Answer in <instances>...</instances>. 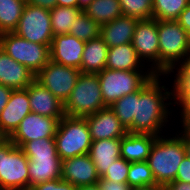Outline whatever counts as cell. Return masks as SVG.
I'll return each mask as SVG.
<instances>
[{
  "mask_svg": "<svg viewBox=\"0 0 190 190\" xmlns=\"http://www.w3.org/2000/svg\"><path fill=\"white\" fill-rule=\"evenodd\" d=\"M169 76L171 75L155 74L140 90L136 91L133 133L161 136L165 134L164 132L168 133V129L165 128L173 125L170 120L172 122L176 121L174 117H177V114L173 113L176 111H173L174 104V109H176L177 104L174 80H171L172 86L170 88L167 87L168 84L163 85L164 82H167L165 79H169ZM161 79H164V81H161Z\"/></svg>",
  "mask_w": 190,
  "mask_h": 190,
  "instance_id": "1",
  "label": "cell"
},
{
  "mask_svg": "<svg viewBox=\"0 0 190 190\" xmlns=\"http://www.w3.org/2000/svg\"><path fill=\"white\" fill-rule=\"evenodd\" d=\"M185 156L184 138L177 130L155 139L147 162L160 188L175 180L179 164Z\"/></svg>",
  "mask_w": 190,
  "mask_h": 190,
  "instance_id": "2",
  "label": "cell"
},
{
  "mask_svg": "<svg viewBox=\"0 0 190 190\" xmlns=\"http://www.w3.org/2000/svg\"><path fill=\"white\" fill-rule=\"evenodd\" d=\"M159 75H172L190 53V38L176 21L158 20Z\"/></svg>",
  "mask_w": 190,
  "mask_h": 190,
  "instance_id": "3",
  "label": "cell"
},
{
  "mask_svg": "<svg viewBox=\"0 0 190 190\" xmlns=\"http://www.w3.org/2000/svg\"><path fill=\"white\" fill-rule=\"evenodd\" d=\"M54 139L61 160L88 154L92 143L86 119L66 115L59 121Z\"/></svg>",
  "mask_w": 190,
  "mask_h": 190,
  "instance_id": "4",
  "label": "cell"
},
{
  "mask_svg": "<svg viewBox=\"0 0 190 190\" xmlns=\"http://www.w3.org/2000/svg\"><path fill=\"white\" fill-rule=\"evenodd\" d=\"M107 107L103 101L98 74L81 73L70 96L64 102L69 117H86Z\"/></svg>",
  "mask_w": 190,
  "mask_h": 190,
  "instance_id": "5",
  "label": "cell"
},
{
  "mask_svg": "<svg viewBox=\"0 0 190 190\" xmlns=\"http://www.w3.org/2000/svg\"><path fill=\"white\" fill-rule=\"evenodd\" d=\"M154 75L152 71H125L105 68L98 73L105 105L111 106L119 98L140 90Z\"/></svg>",
  "mask_w": 190,
  "mask_h": 190,
  "instance_id": "6",
  "label": "cell"
},
{
  "mask_svg": "<svg viewBox=\"0 0 190 190\" xmlns=\"http://www.w3.org/2000/svg\"><path fill=\"white\" fill-rule=\"evenodd\" d=\"M29 160L8 138L0 145V190H29Z\"/></svg>",
  "mask_w": 190,
  "mask_h": 190,
  "instance_id": "7",
  "label": "cell"
},
{
  "mask_svg": "<svg viewBox=\"0 0 190 190\" xmlns=\"http://www.w3.org/2000/svg\"><path fill=\"white\" fill-rule=\"evenodd\" d=\"M0 47L35 75L49 62L50 51L47 45L28 41L14 32L0 34Z\"/></svg>",
  "mask_w": 190,
  "mask_h": 190,
  "instance_id": "8",
  "label": "cell"
},
{
  "mask_svg": "<svg viewBox=\"0 0 190 190\" xmlns=\"http://www.w3.org/2000/svg\"><path fill=\"white\" fill-rule=\"evenodd\" d=\"M16 35L50 48L53 40L50 10L26 3L17 28Z\"/></svg>",
  "mask_w": 190,
  "mask_h": 190,
  "instance_id": "9",
  "label": "cell"
},
{
  "mask_svg": "<svg viewBox=\"0 0 190 190\" xmlns=\"http://www.w3.org/2000/svg\"><path fill=\"white\" fill-rule=\"evenodd\" d=\"M80 74L79 69L67 67L49 60L35 75V80L64 103L75 87Z\"/></svg>",
  "mask_w": 190,
  "mask_h": 190,
  "instance_id": "10",
  "label": "cell"
},
{
  "mask_svg": "<svg viewBox=\"0 0 190 190\" xmlns=\"http://www.w3.org/2000/svg\"><path fill=\"white\" fill-rule=\"evenodd\" d=\"M132 45L148 69L159 75L158 20L153 18L138 20Z\"/></svg>",
  "mask_w": 190,
  "mask_h": 190,
  "instance_id": "11",
  "label": "cell"
},
{
  "mask_svg": "<svg viewBox=\"0 0 190 190\" xmlns=\"http://www.w3.org/2000/svg\"><path fill=\"white\" fill-rule=\"evenodd\" d=\"M63 117H48L30 112L9 137L11 142L22 147L26 142L40 138H54L59 121Z\"/></svg>",
  "mask_w": 190,
  "mask_h": 190,
  "instance_id": "12",
  "label": "cell"
},
{
  "mask_svg": "<svg viewBox=\"0 0 190 190\" xmlns=\"http://www.w3.org/2000/svg\"><path fill=\"white\" fill-rule=\"evenodd\" d=\"M85 43L70 34L55 35L49 48L50 60L80 69Z\"/></svg>",
  "mask_w": 190,
  "mask_h": 190,
  "instance_id": "13",
  "label": "cell"
},
{
  "mask_svg": "<svg viewBox=\"0 0 190 190\" xmlns=\"http://www.w3.org/2000/svg\"><path fill=\"white\" fill-rule=\"evenodd\" d=\"M31 112L28 87L12 90L9 101L0 113V128L10 137L20 122Z\"/></svg>",
  "mask_w": 190,
  "mask_h": 190,
  "instance_id": "14",
  "label": "cell"
},
{
  "mask_svg": "<svg viewBox=\"0 0 190 190\" xmlns=\"http://www.w3.org/2000/svg\"><path fill=\"white\" fill-rule=\"evenodd\" d=\"M84 118L87 121L92 141L122 138L127 133V129L109 106Z\"/></svg>",
  "mask_w": 190,
  "mask_h": 190,
  "instance_id": "15",
  "label": "cell"
},
{
  "mask_svg": "<svg viewBox=\"0 0 190 190\" xmlns=\"http://www.w3.org/2000/svg\"><path fill=\"white\" fill-rule=\"evenodd\" d=\"M61 179L76 187L98 183L100 177L88 154L62 160Z\"/></svg>",
  "mask_w": 190,
  "mask_h": 190,
  "instance_id": "16",
  "label": "cell"
},
{
  "mask_svg": "<svg viewBox=\"0 0 190 190\" xmlns=\"http://www.w3.org/2000/svg\"><path fill=\"white\" fill-rule=\"evenodd\" d=\"M35 80V74L8 56L0 47V84L13 90L25 89Z\"/></svg>",
  "mask_w": 190,
  "mask_h": 190,
  "instance_id": "17",
  "label": "cell"
},
{
  "mask_svg": "<svg viewBox=\"0 0 190 190\" xmlns=\"http://www.w3.org/2000/svg\"><path fill=\"white\" fill-rule=\"evenodd\" d=\"M28 97L31 112L48 117L65 116L64 103L36 80L28 86Z\"/></svg>",
  "mask_w": 190,
  "mask_h": 190,
  "instance_id": "18",
  "label": "cell"
},
{
  "mask_svg": "<svg viewBox=\"0 0 190 190\" xmlns=\"http://www.w3.org/2000/svg\"><path fill=\"white\" fill-rule=\"evenodd\" d=\"M171 76L174 77L177 98V120L178 122H190V53Z\"/></svg>",
  "mask_w": 190,
  "mask_h": 190,
  "instance_id": "19",
  "label": "cell"
},
{
  "mask_svg": "<svg viewBox=\"0 0 190 190\" xmlns=\"http://www.w3.org/2000/svg\"><path fill=\"white\" fill-rule=\"evenodd\" d=\"M138 19L129 16H119L107 24L100 26V37L108 45L115 47L132 43Z\"/></svg>",
  "mask_w": 190,
  "mask_h": 190,
  "instance_id": "20",
  "label": "cell"
},
{
  "mask_svg": "<svg viewBox=\"0 0 190 190\" xmlns=\"http://www.w3.org/2000/svg\"><path fill=\"white\" fill-rule=\"evenodd\" d=\"M105 68L125 71H151L138 57L132 43L108 47Z\"/></svg>",
  "mask_w": 190,
  "mask_h": 190,
  "instance_id": "21",
  "label": "cell"
},
{
  "mask_svg": "<svg viewBox=\"0 0 190 190\" xmlns=\"http://www.w3.org/2000/svg\"><path fill=\"white\" fill-rule=\"evenodd\" d=\"M158 136L127 132L121 138V158L127 162L147 161L152 145Z\"/></svg>",
  "mask_w": 190,
  "mask_h": 190,
  "instance_id": "22",
  "label": "cell"
},
{
  "mask_svg": "<svg viewBox=\"0 0 190 190\" xmlns=\"http://www.w3.org/2000/svg\"><path fill=\"white\" fill-rule=\"evenodd\" d=\"M121 138L92 141L88 155L92 159L98 176L101 178L112 165L121 158Z\"/></svg>",
  "mask_w": 190,
  "mask_h": 190,
  "instance_id": "23",
  "label": "cell"
},
{
  "mask_svg": "<svg viewBox=\"0 0 190 190\" xmlns=\"http://www.w3.org/2000/svg\"><path fill=\"white\" fill-rule=\"evenodd\" d=\"M108 45L99 36L85 43L80 72L98 74L105 69L107 62Z\"/></svg>",
  "mask_w": 190,
  "mask_h": 190,
  "instance_id": "24",
  "label": "cell"
},
{
  "mask_svg": "<svg viewBox=\"0 0 190 190\" xmlns=\"http://www.w3.org/2000/svg\"><path fill=\"white\" fill-rule=\"evenodd\" d=\"M29 189L46 181L61 179L60 158L28 159Z\"/></svg>",
  "mask_w": 190,
  "mask_h": 190,
  "instance_id": "25",
  "label": "cell"
},
{
  "mask_svg": "<svg viewBox=\"0 0 190 190\" xmlns=\"http://www.w3.org/2000/svg\"><path fill=\"white\" fill-rule=\"evenodd\" d=\"M83 11L100 26L122 16L119 0H93Z\"/></svg>",
  "mask_w": 190,
  "mask_h": 190,
  "instance_id": "26",
  "label": "cell"
},
{
  "mask_svg": "<svg viewBox=\"0 0 190 190\" xmlns=\"http://www.w3.org/2000/svg\"><path fill=\"white\" fill-rule=\"evenodd\" d=\"M25 5L22 0H0V34L17 28Z\"/></svg>",
  "mask_w": 190,
  "mask_h": 190,
  "instance_id": "27",
  "label": "cell"
},
{
  "mask_svg": "<svg viewBox=\"0 0 190 190\" xmlns=\"http://www.w3.org/2000/svg\"><path fill=\"white\" fill-rule=\"evenodd\" d=\"M82 10L78 7L55 6L50 10L53 35L69 34L73 21Z\"/></svg>",
  "mask_w": 190,
  "mask_h": 190,
  "instance_id": "28",
  "label": "cell"
},
{
  "mask_svg": "<svg viewBox=\"0 0 190 190\" xmlns=\"http://www.w3.org/2000/svg\"><path fill=\"white\" fill-rule=\"evenodd\" d=\"M190 0H153L152 18L161 21L177 20Z\"/></svg>",
  "mask_w": 190,
  "mask_h": 190,
  "instance_id": "29",
  "label": "cell"
},
{
  "mask_svg": "<svg viewBox=\"0 0 190 190\" xmlns=\"http://www.w3.org/2000/svg\"><path fill=\"white\" fill-rule=\"evenodd\" d=\"M127 183L131 188H160L156 184L147 161L130 163Z\"/></svg>",
  "mask_w": 190,
  "mask_h": 190,
  "instance_id": "30",
  "label": "cell"
},
{
  "mask_svg": "<svg viewBox=\"0 0 190 190\" xmlns=\"http://www.w3.org/2000/svg\"><path fill=\"white\" fill-rule=\"evenodd\" d=\"M121 124L127 129V132L133 133V117L136 108V92L130 93L119 98L109 106Z\"/></svg>",
  "mask_w": 190,
  "mask_h": 190,
  "instance_id": "31",
  "label": "cell"
},
{
  "mask_svg": "<svg viewBox=\"0 0 190 190\" xmlns=\"http://www.w3.org/2000/svg\"><path fill=\"white\" fill-rule=\"evenodd\" d=\"M21 148L28 159L60 158L54 138L28 141Z\"/></svg>",
  "mask_w": 190,
  "mask_h": 190,
  "instance_id": "32",
  "label": "cell"
},
{
  "mask_svg": "<svg viewBox=\"0 0 190 190\" xmlns=\"http://www.w3.org/2000/svg\"><path fill=\"white\" fill-rule=\"evenodd\" d=\"M69 34L79 40L88 42L100 36V25L94 19H91L84 11H81L73 21Z\"/></svg>",
  "mask_w": 190,
  "mask_h": 190,
  "instance_id": "33",
  "label": "cell"
},
{
  "mask_svg": "<svg viewBox=\"0 0 190 190\" xmlns=\"http://www.w3.org/2000/svg\"><path fill=\"white\" fill-rule=\"evenodd\" d=\"M124 16L147 20L152 18L153 0H119Z\"/></svg>",
  "mask_w": 190,
  "mask_h": 190,
  "instance_id": "34",
  "label": "cell"
},
{
  "mask_svg": "<svg viewBox=\"0 0 190 190\" xmlns=\"http://www.w3.org/2000/svg\"><path fill=\"white\" fill-rule=\"evenodd\" d=\"M129 169L130 162H127L124 158H119L112 162V165L108 167L101 178L112 182L127 183Z\"/></svg>",
  "mask_w": 190,
  "mask_h": 190,
  "instance_id": "35",
  "label": "cell"
},
{
  "mask_svg": "<svg viewBox=\"0 0 190 190\" xmlns=\"http://www.w3.org/2000/svg\"><path fill=\"white\" fill-rule=\"evenodd\" d=\"M31 190H77V187L65 180L55 179L37 184Z\"/></svg>",
  "mask_w": 190,
  "mask_h": 190,
  "instance_id": "36",
  "label": "cell"
},
{
  "mask_svg": "<svg viewBox=\"0 0 190 190\" xmlns=\"http://www.w3.org/2000/svg\"><path fill=\"white\" fill-rule=\"evenodd\" d=\"M175 181L190 183V158L187 155L179 164Z\"/></svg>",
  "mask_w": 190,
  "mask_h": 190,
  "instance_id": "37",
  "label": "cell"
},
{
  "mask_svg": "<svg viewBox=\"0 0 190 190\" xmlns=\"http://www.w3.org/2000/svg\"><path fill=\"white\" fill-rule=\"evenodd\" d=\"M98 184L101 190H132L128 183L112 182L103 178L99 179Z\"/></svg>",
  "mask_w": 190,
  "mask_h": 190,
  "instance_id": "38",
  "label": "cell"
},
{
  "mask_svg": "<svg viewBox=\"0 0 190 190\" xmlns=\"http://www.w3.org/2000/svg\"><path fill=\"white\" fill-rule=\"evenodd\" d=\"M181 123V124H180ZM181 129H176L178 132L183 136L184 143H185V149H186V155L190 158V122H179Z\"/></svg>",
  "mask_w": 190,
  "mask_h": 190,
  "instance_id": "39",
  "label": "cell"
},
{
  "mask_svg": "<svg viewBox=\"0 0 190 190\" xmlns=\"http://www.w3.org/2000/svg\"><path fill=\"white\" fill-rule=\"evenodd\" d=\"M188 33L190 38V3L189 5L180 13L178 19L176 20Z\"/></svg>",
  "mask_w": 190,
  "mask_h": 190,
  "instance_id": "40",
  "label": "cell"
},
{
  "mask_svg": "<svg viewBox=\"0 0 190 190\" xmlns=\"http://www.w3.org/2000/svg\"><path fill=\"white\" fill-rule=\"evenodd\" d=\"M12 90L13 89L0 84V113L8 103Z\"/></svg>",
  "mask_w": 190,
  "mask_h": 190,
  "instance_id": "41",
  "label": "cell"
},
{
  "mask_svg": "<svg viewBox=\"0 0 190 190\" xmlns=\"http://www.w3.org/2000/svg\"><path fill=\"white\" fill-rule=\"evenodd\" d=\"M163 190H190V183L188 182H180V181H172L165 185Z\"/></svg>",
  "mask_w": 190,
  "mask_h": 190,
  "instance_id": "42",
  "label": "cell"
},
{
  "mask_svg": "<svg viewBox=\"0 0 190 190\" xmlns=\"http://www.w3.org/2000/svg\"><path fill=\"white\" fill-rule=\"evenodd\" d=\"M28 4L51 10L57 6V0H30Z\"/></svg>",
  "mask_w": 190,
  "mask_h": 190,
  "instance_id": "43",
  "label": "cell"
},
{
  "mask_svg": "<svg viewBox=\"0 0 190 190\" xmlns=\"http://www.w3.org/2000/svg\"><path fill=\"white\" fill-rule=\"evenodd\" d=\"M58 6L78 7V0H57Z\"/></svg>",
  "mask_w": 190,
  "mask_h": 190,
  "instance_id": "44",
  "label": "cell"
},
{
  "mask_svg": "<svg viewBox=\"0 0 190 190\" xmlns=\"http://www.w3.org/2000/svg\"><path fill=\"white\" fill-rule=\"evenodd\" d=\"M77 190H101V188H100L99 184L96 183V184H92V185L77 187Z\"/></svg>",
  "mask_w": 190,
  "mask_h": 190,
  "instance_id": "45",
  "label": "cell"
},
{
  "mask_svg": "<svg viewBox=\"0 0 190 190\" xmlns=\"http://www.w3.org/2000/svg\"><path fill=\"white\" fill-rule=\"evenodd\" d=\"M93 0H78V8L85 10Z\"/></svg>",
  "mask_w": 190,
  "mask_h": 190,
  "instance_id": "46",
  "label": "cell"
},
{
  "mask_svg": "<svg viewBox=\"0 0 190 190\" xmlns=\"http://www.w3.org/2000/svg\"><path fill=\"white\" fill-rule=\"evenodd\" d=\"M9 137L0 128V145L5 142Z\"/></svg>",
  "mask_w": 190,
  "mask_h": 190,
  "instance_id": "47",
  "label": "cell"
},
{
  "mask_svg": "<svg viewBox=\"0 0 190 190\" xmlns=\"http://www.w3.org/2000/svg\"><path fill=\"white\" fill-rule=\"evenodd\" d=\"M161 188H150V187H145V188H132V190H159Z\"/></svg>",
  "mask_w": 190,
  "mask_h": 190,
  "instance_id": "48",
  "label": "cell"
},
{
  "mask_svg": "<svg viewBox=\"0 0 190 190\" xmlns=\"http://www.w3.org/2000/svg\"><path fill=\"white\" fill-rule=\"evenodd\" d=\"M23 2H25V3H28L30 0H22Z\"/></svg>",
  "mask_w": 190,
  "mask_h": 190,
  "instance_id": "49",
  "label": "cell"
}]
</instances>
